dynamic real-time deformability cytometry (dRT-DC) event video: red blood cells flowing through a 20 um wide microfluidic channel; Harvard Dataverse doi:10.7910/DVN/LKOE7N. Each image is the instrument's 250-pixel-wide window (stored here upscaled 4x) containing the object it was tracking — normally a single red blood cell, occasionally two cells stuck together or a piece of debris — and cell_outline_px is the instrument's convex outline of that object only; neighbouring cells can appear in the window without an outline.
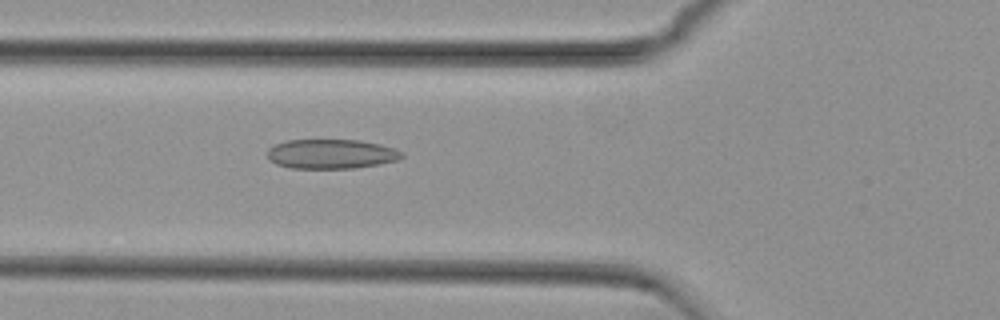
{"species": "common noctule bat (a hibernating species)", "species_latin": "Nyctalus noctula", "temperature_condition": "cold", "stored_images_in_passage": 42, "camera_frame_rate_fps": 3000, "um_per_image_px": 0.085, "animal": {"sex": "female", "body_mass_g": 29.2, "forearm_length_mm": 56.3}, "frame": {"image": 1, "passage_image": 11, "time_ms": 3.333, "image_size_px": [1000, 320], "cell_outline_px": [[404, 156], [396, 160], [380, 164], [356, 168], [292, 168], [276, 164], [268, 160], [268, 148], [272, 144], [288, 140], [360, 140], [380, 144], [396, 148], [404, 152]], "centroid_in_image_um": [28.16, 13.08], "position_along_channel_um": 97.6, "area_um2": 23.35}}
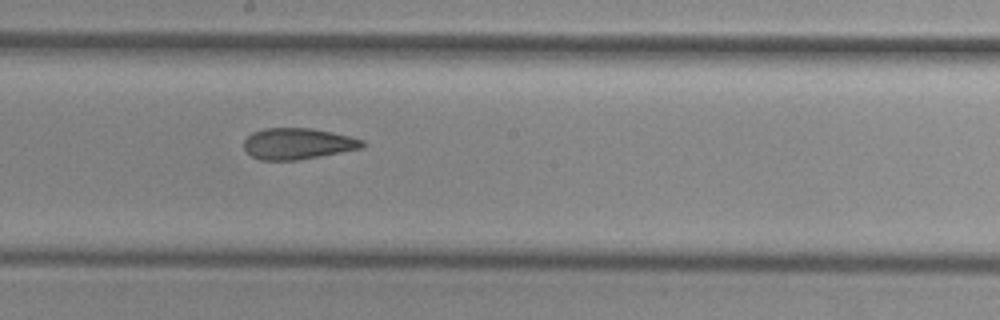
{"frame": {"image": 2, "passage_image": 21, "time_ms": 6.667, "image_size_px": [1000, 320], "cell_outline_px": [[364, 148], [320, 156], [296, 160], [260, 160], [252, 156], [244, 148], [244, 140], [252, 132], [264, 128], [312, 128], [332, 132], [364, 140]], "centroid_in_image_um": [25.31, 12.21], "position_along_channel_um": 222.9, "area_um2": 21.5}}
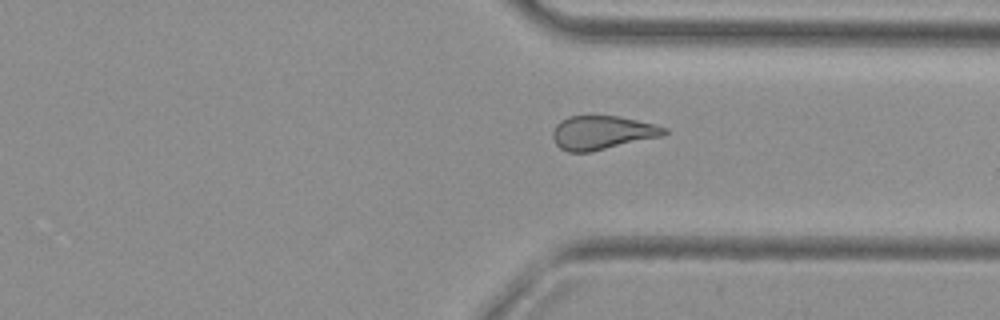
{"frame": {"image": 3, "passage_image": 32, "time_ms": 10.333, "image_size_px": [1000, 320], "cell_outline_px": [[668, 132], [664, 136], [592, 152], [568, 152], [560, 148], [556, 144], [552, 136], [552, 132], [556, 124], [560, 120], [568, 116], [620, 116], [656, 124], [668, 128]], "centroid_in_image_um": [51.21, 11.27], "position_along_channel_um": 360.2, "area_um2": 22.31}, "authors_computed_cell_mechanics": {"area_um2": 22.3397, "velocity_mm_per_s": 3.743, "shape_relaxation_time_tau1_ms": null, "shape_relaxation_time_tau2_ms": 4.1331, "deformation_change_tau1": null, "deformation_change_tau2": 0.1288}}